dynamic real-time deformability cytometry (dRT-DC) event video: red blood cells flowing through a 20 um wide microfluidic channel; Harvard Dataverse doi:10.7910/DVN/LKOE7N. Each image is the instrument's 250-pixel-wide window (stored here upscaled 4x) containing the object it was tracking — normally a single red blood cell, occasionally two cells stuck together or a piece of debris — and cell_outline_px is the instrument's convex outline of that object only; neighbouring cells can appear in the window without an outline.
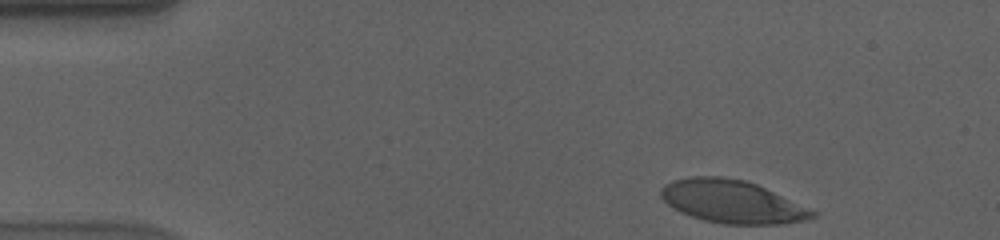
{"species": "human", "species_latin": "Homo sapiens", "temperature_condition": "cold", "stored_images_in_passage": 42, "camera_frame_rate_fps": 3000, "um_per_image_px": 0.085, "donor": {"sex": "male"}, "frame": {"image": 1, "passage_image": 1, "time_ms": 0.0, "image_size_px": [1000, 240], "cell_outline_px": [[820, 212], [816, 216], [804, 220], [780, 224], [724, 224], [704, 220], [680, 212], [672, 208], [660, 196], [660, 188], [664, 184], [672, 180], [688, 176], [720, 176], [744, 180], [756, 184]], "centroid_in_image_um": [62.22, 17.13], "position_along_channel_um": 22.8, "area_um2": 38.03}}
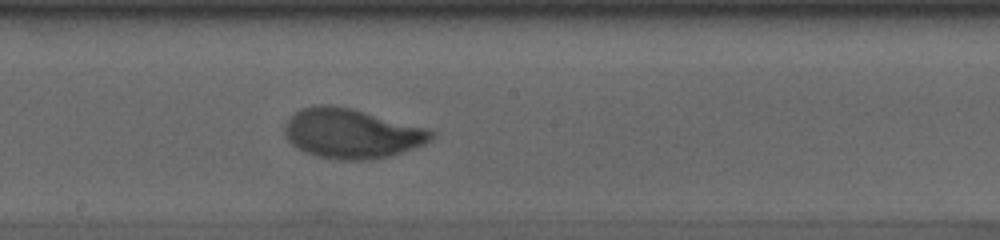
{"frame": {"image": 2, "passage_image": 25, "time_ms": 8.0, "image_size_px": [1000, 240], "cell_outline_px": [[436, 136], [432, 140], [424, 144], [388, 156], [372, 160], [336, 160], [316, 156], [304, 152], [296, 148], [288, 140], [284, 132], [284, 124], [288, 116], [304, 108], [316, 104], [328, 104], [352, 108], [428, 128], [436, 132]], "centroid_in_image_um": [29.88, 11.34], "position_along_channel_um": 218.3, "area_um2": 42.89}}
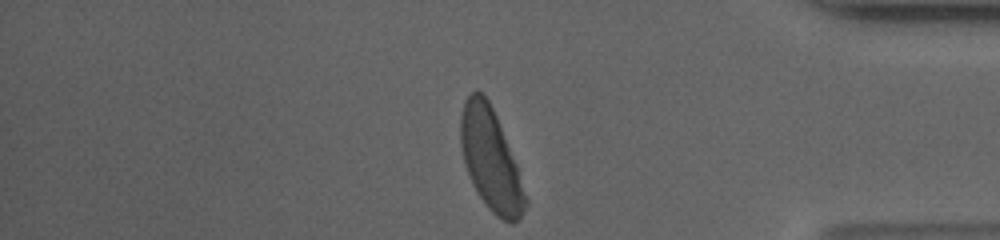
{"frame": {"image": 3, "passage_image": 42, "time_ms": 13.667, "image_size_px": [1000, 240], "cell_outline_px": [[528, 204], [520, 216], [512, 224], [496, 216], [488, 208], [476, 192], [472, 184], [464, 164], [460, 144], [460, 116], [464, 100], [476, 88], [488, 100], [496, 116], [516, 164], [528, 200]], "centroid_in_image_um": [41.68, 13.57], "position_along_channel_um": 393.5, "area_um2": 38.15}, "authors_computed_cell_mechanics": {"area_um2": 40.8935, "velocity_mm_per_s": 3.5259, "shape_relaxation_time_tau1_ms": 4.4516, "shape_relaxation_time_tau2_ms": null, "deformation_change_tau1": 0.1927, "deformation_change_tau2": null}}